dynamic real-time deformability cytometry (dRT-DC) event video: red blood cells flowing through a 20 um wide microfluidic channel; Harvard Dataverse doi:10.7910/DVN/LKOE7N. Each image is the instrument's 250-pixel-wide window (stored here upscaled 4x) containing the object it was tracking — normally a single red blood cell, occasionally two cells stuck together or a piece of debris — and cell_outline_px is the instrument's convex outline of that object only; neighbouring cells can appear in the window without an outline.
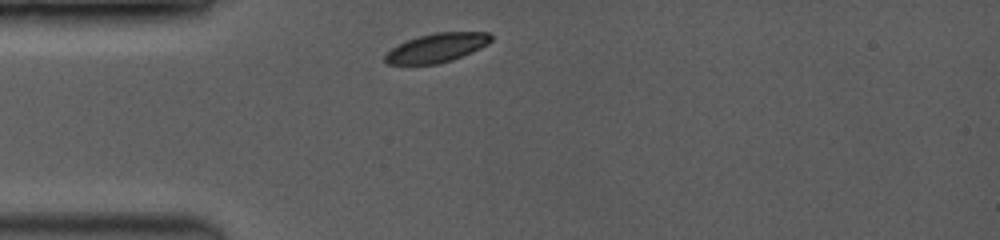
{"species": "common noctule bat (a hibernating species)", "species_latin": "Nyctalus noctula", "temperature_condition": "room temperature", "stored_images_in_passage": 1, "camera_frame_rate_fps": 3500, "um_per_image_px": 0.085, "animal": {"sex": "female", "body_mass_g": 19.0, "forearm_length_mm": 53.3}, "frame": {"image": 1, "passage_image": 1, "time_ms": 0.0, "image_size_px": [1000, 240], "cell_outline_px": [[492, 40], [488, 44], [480, 48], [460, 56], [436, 64], [388, 64], [384, 60], [384, 56], [392, 48], [408, 40], [432, 32], [488, 32], [492, 36]], "centroid_in_image_um": [37.13, 4.05], "position_along_channel_um": 47.9, "area_um2": 17.51}}